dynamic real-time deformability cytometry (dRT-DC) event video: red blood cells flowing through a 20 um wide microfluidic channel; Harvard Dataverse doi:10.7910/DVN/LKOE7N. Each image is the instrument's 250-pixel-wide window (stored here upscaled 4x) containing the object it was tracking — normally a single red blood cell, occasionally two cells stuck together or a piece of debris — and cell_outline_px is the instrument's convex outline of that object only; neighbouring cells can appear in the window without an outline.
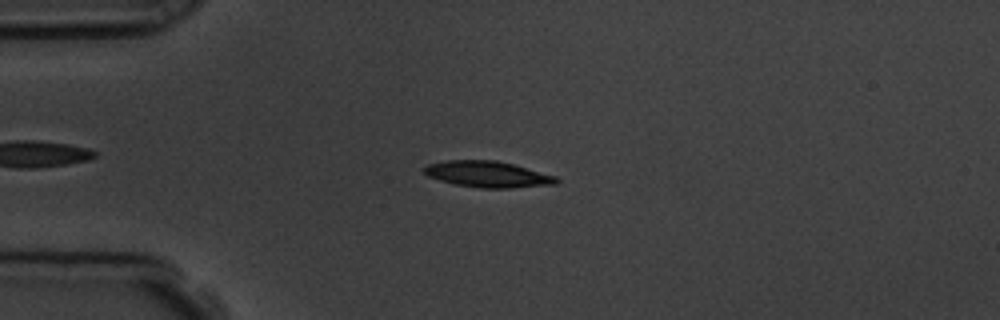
{"species": "common noctule bat (a hibernating species)", "species_latin": "Nyctalus noctula", "temperature_condition": "room temperature", "stored_images_in_passage": 46, "camera_frame_rate_fps": 3000, "um_per_image_px": 0.085, "animal": {"sex": "male", "body_mass_g": 19.5, "forearm_length_mm": 54.6}, "frame": {"image": 1, "passage_image": 11, "time_ms": 3.333, "image_size_px": [1000, 320], "cell_outline_px": [[560, 180], [556, 184], [508, 188], [480, 188], [452, 184], [428, 176], [424, 172], [424, 168], [428, 164], [448, 160], [496, 160], [512, 164], [556, 176]], "centroid_in_image_um": [41.45, 14.81], "position_along_channel_um": 43.6, "area_um2": 20.06}}
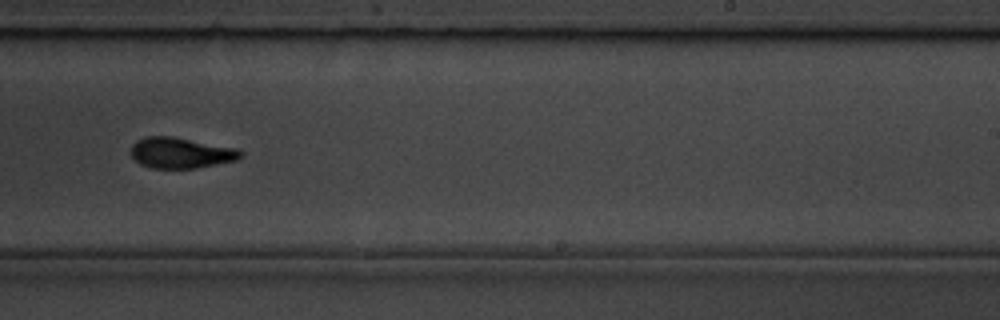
{"frame": {"image": 2, "passage_image": 31, "time_ms": 10.0, "image_size_px": [1000, 320], "cell_outline_px": [[244, 156], [236, 160], [196, 168], [152, 168], [140, 164], [132, 156], [132, 144], [136, 140], [144, 136], [172, 136], [236, 148], [244, 152]], "centroid_in_image_um": [15.38, 12.98], "position_along_channel_um": 273.6, "area_um2": 19.65}}
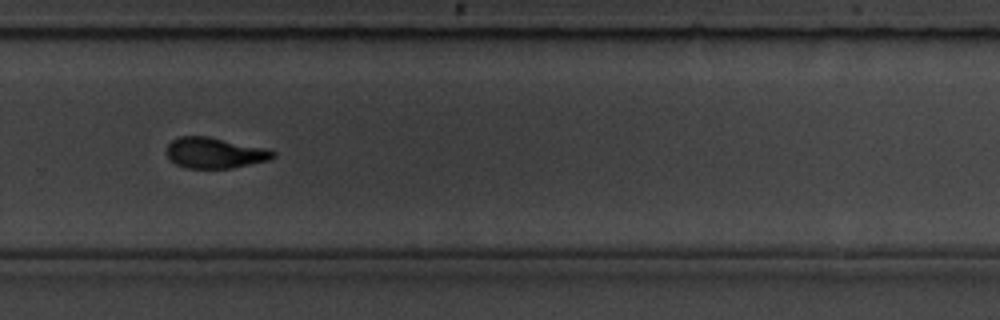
{"frame": {"image": 3, "passage_image": 34, "time_ms": 11.0, "image_size_px": [1000, 320], "cell_outline_px": [[276, 156], [268, 160], [232, 168], [184, 168], [176, 164], [164, 152], [168, 144], [172, 140], [180, 136], [208, 136], [268, 148], [276, 152]], "centroid_in_image_um": [18.25, 12.99], "position_along_channel_um": 311.5, "area_um2": 19.25}, "authors_computed_cell_mechanics": {"area_um2": 19.4497, "velocity_mm_per_s": 3.7933, "shape_relaxation_time_tau1_ms": 2.7023, "shape_relaxation_time_tau2_ms": 2.3541, "deformation_change_tau1": 0.1452, "deformation_change_tau2": 0.0861}}